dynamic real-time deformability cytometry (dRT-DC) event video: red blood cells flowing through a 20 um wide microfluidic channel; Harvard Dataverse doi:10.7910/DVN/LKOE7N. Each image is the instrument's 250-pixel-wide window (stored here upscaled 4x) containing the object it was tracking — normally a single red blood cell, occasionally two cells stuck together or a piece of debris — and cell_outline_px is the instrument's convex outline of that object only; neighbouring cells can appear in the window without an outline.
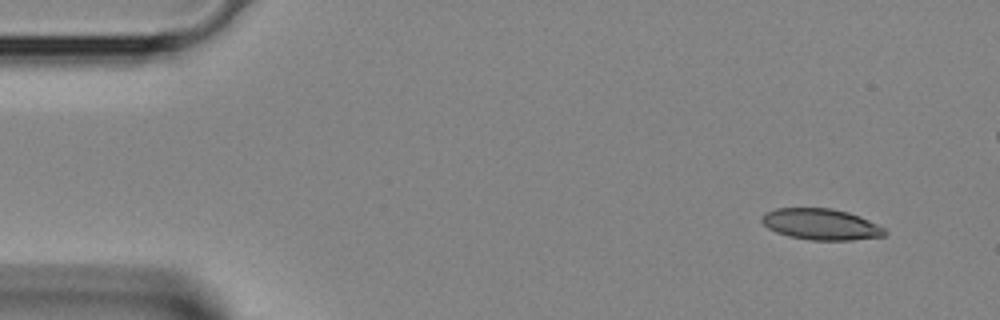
{"species": "Egyptian fruit bat (a non-hibernating species)", "species_latin": "Rousettus aegyptiacus", "temperature_condition": "room temperature", "stored_images_in_passage": 4, "camera_frame_rate_fps": 3000, "um_per_image_px": 0.085, "animal": {"sex": "female"}, "frame": {"image": 1, "passage_image": 1, "time_ms": 0.0, "image_size_px": [1000, 320], "cell_outline_px": [[888, 232], [884, 236], [852, 240], [812, 240], [788, 236], [776, 232], [768, 228], [760, 220], [760, 216], [764, 212], [776, 208], [832, 208], [848, 212], [860, 216], [884, 228]], "centroid_in_image_um": [69.75, 19.06], "position_along_channel_um": 15.2, "area_um2": 22.43}}
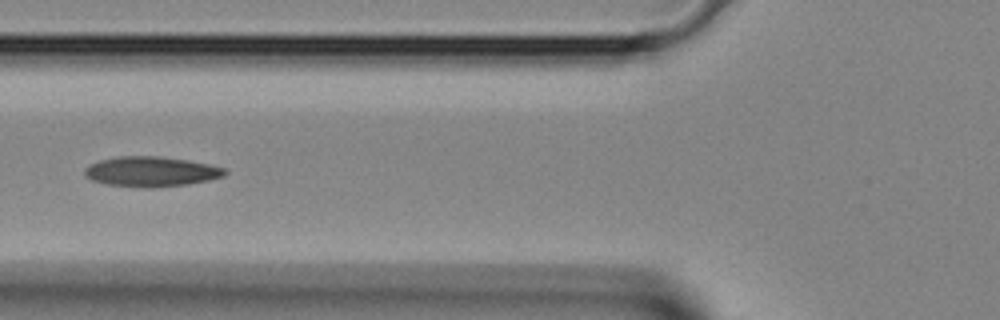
{"frame": {"image": 2, "passage_image": 4, "time_ms": 1.0, "image_size_px": [1000, 320], "cell_outline_px": [[228, 172], [224, 176], [208, 180], [188, 184], [152, 188], [144, 188], [108, 184], [92, 180], [84, 176], [84, 168], [88, 164], [100, 160], [120, 156], [160, 156], [188, 160], [208, 164], [224, 168]], "centroid_in_image_um": [12.82, 14.58], "position_along_channel_um": 113.0, "area_um2": 24.62}}